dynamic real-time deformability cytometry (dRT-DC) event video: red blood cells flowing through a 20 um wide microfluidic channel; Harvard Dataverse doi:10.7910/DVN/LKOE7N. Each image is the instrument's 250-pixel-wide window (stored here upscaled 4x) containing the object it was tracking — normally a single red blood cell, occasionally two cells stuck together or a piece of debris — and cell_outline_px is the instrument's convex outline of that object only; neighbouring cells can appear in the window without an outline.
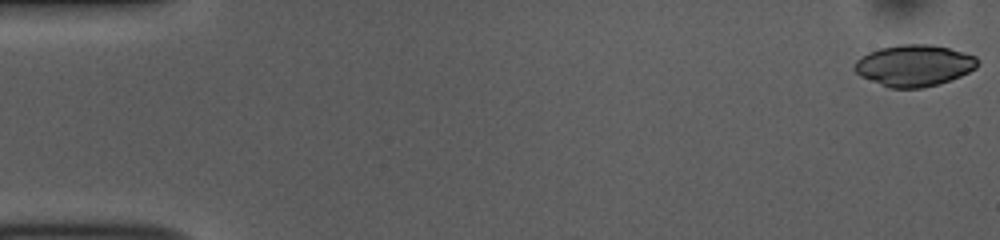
{"species": "common noctule bat (a hibernating species)", "species_latin": "Nyctalus noctula", "temperature_condition": "room temperature", "stored_images_in_passage": 52, "camera_frame_rate_fps": 3000, "um_per_image_px": 0.085, "animal": {"sex": "female", "body_mass_g": 10.0, "forearm_length_mm": 53.1}, "frame": {"image": 1, "passage_image": 1, "time_ms": 0.0, "image_size_px": [1000, 240], "cell_outline_px": [[980, 64], [976, 68], [960, 76], [940, 84], [920, 88], [888, 88], [860, 76], [852, 68], [856, 60], [868, 52], [880, 48], [900, 44], [932, 44], [948, 48], [976, 56], [980, 60]], "centroid_in_image_um": [77.7, 5.57], "position_along_channel_um": 7.3, "area_um2": 29.94}}
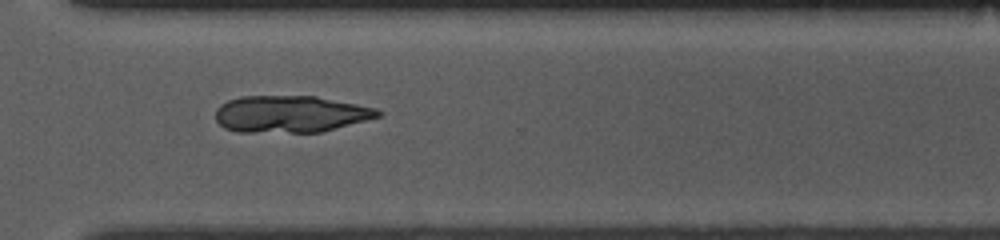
{"frame": {"image": 2, "passage_image": 38, "time_ms": 12.333, "image_size_px": [1000, 240], "cell_outline_px": [[384, 112], [380, 116], [320, 132], [236, 132], [224, 128], [216, 120], [216, 108], [220, 104], [228, 100], [240, 96], [316, 96], [376, 108]], "centroid_in_image_um": [24.65, 9.69], "position_along_channel_um": 346.0, "area_um2": 34.85}}
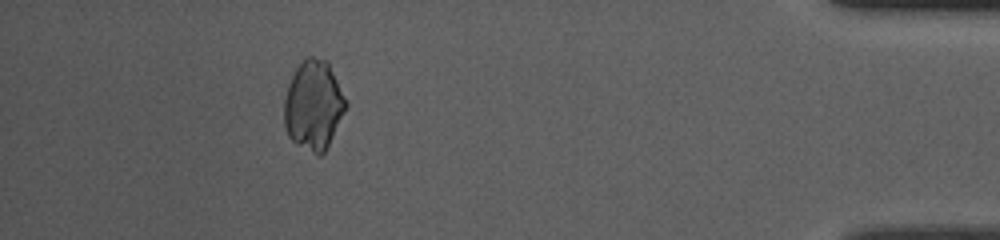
{"frame": {"image": 3, "passage_image": 47, "time_ms": 15.333, "image_size_px": [1000, 240], "cell_outline_px": [[348, 104], [324, 152], [320, 156], [316, 156], [296, 144], [288, 136], [284, 124], [284, 100], [288, 84], [296, 68], [304, 56], [312, 56], [328, 60]], "centroid_in_image_um": [26.63, 8.92], "position_along_channel_um": 408.6, "area_um2": 32.25}}